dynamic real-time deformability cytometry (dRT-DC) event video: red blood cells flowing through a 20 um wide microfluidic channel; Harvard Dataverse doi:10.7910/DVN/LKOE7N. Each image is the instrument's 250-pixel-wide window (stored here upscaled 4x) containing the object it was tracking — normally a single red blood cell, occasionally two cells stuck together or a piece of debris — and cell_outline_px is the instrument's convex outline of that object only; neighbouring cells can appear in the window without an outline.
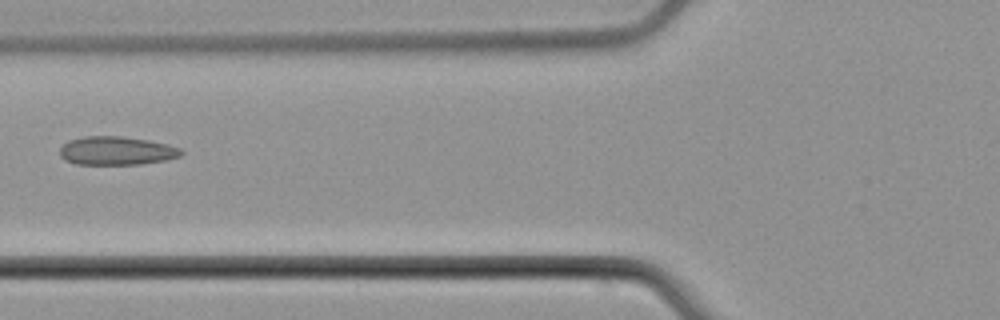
{"species": "common noctule bat (a hibernating species)", "species_latin": "Nyctalus noctula", "temperature_condition": "cold", "stored_images_in_passage": 2, "camera_frame_rate_fps": 3000, "um_per_image_px": 0.085, "animal": {"sex": "male", "body_mass_g": 21.5, "forearm_length_mm": 52.0}, "frame": {"image": 1, "passage_image": 2, "time_ms": 1.0, "image_size_px": [1000, 320], "cell_outline_px": [[184, 152], [180, 156], [164, 160], [140, 164], [76, 164], [64, 160], [60, 156], [60, 148], [68, 140], [84, 136], [124, 136], [148, 140], [168, 144], [180, 148]], "centroid_in_image_um": [9.89, 12.81], "position_along_channel_um": 115.9, "area_um2": 20.23}}